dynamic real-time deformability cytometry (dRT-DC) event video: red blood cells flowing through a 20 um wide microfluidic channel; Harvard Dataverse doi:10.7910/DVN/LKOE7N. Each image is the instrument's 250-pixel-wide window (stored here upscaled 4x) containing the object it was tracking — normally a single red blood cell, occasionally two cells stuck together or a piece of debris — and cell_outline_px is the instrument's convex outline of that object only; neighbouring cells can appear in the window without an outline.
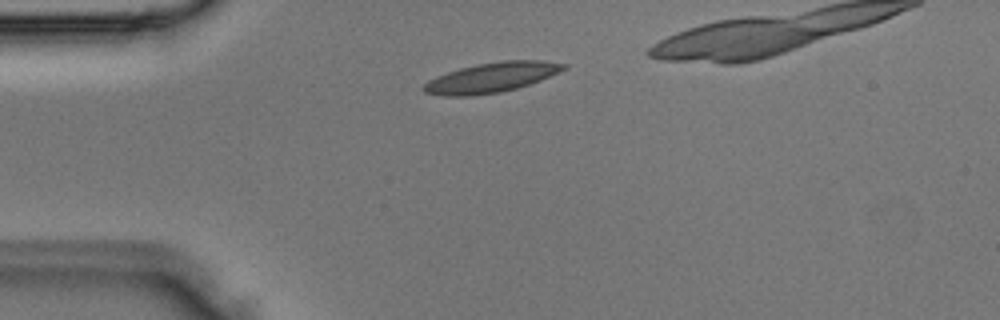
{"species": "Egyptian fruit bat (a non-hibernating species)", "species_latin": "Rousettus aegyptiacus", "temperature_condition": "room temperature", "stored_images_in_passage": 2, "camera_frame_rate_fps": 3000, "um_per_image_px": 0.085, "animal": {"sex": "male"}, "frame": {"image": 1, "passage_image": 1, "time_ms": 0.0, "image_size_px": [1000, 320], "cell_outline_px": [[568, 68], [540, 80], [516, 88], [500, 92], [472, 96], [440, 96], [424, 92], [420, 88], [428, 80], [436, 76], [460, 68], [480, 64], [504, 60], [540, 60], [568, 64]], "centroid_in_image_um": [41.75, 6.59], "position_along_channel_um": 43.3, "area_um2": 24.33}}